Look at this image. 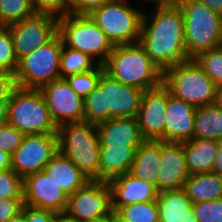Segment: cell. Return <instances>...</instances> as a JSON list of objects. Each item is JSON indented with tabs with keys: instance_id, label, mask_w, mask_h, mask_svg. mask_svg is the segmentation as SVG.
Masks as SVG:
<instances>
[{
	"instance_id": "obj_23",
	"label": "cell",
	"mask_w": 222,
	"mask_h": 222,
	"mask_svg": "<svg viewBox=\"0 0 222 222\" xmlns=\"http://www.w3.org/2000/svg\"><path fill=\"white\" fill-rule=\"evenodd\" d=\"M182 143L189 175L210 173L217 158L218 141L192 138Z\"/></svg>"
},
{
	"instance_id": "obj_47",
	"label": "cell",
	"mask_w": 222,
	"mask_h": 222,
	"mask_svg": "<svg viewBox=\"0 0 222 222\" xmlns=\"http://www.w3.org/2000/svg\"><path fill=\"white\" fill-rule=\"evenodd\" d=\"M54 222H79V221L69 218L65 213H60L57 214Z\"/></svg>"
},
{
	"instance_id": "obj_43",
	"label": "cell",
	"mask_w": 222,
	"mask_h": 222,
	"mask_svg": "<svg viewBox=\"0 0 222 222\" xmlns=\"http://www.w3.org/2000/svg\"><path fill=\"white\" fill-rule=\"evenodd\" d=\"M205 4L210 10L222 15V0H199Z\"/></svg>"
},
{
	"instance_id": "obj_30",
	"label": "cell",
	"mask_w": 222,
	"mask_h": 222,
	"mask_svg": "<svg viewBox=\"0 0 222 222\" xmlns=\"http://www.w3.org/2000/svg\"><path fill=\"white\" fill-rule=\"evenodd\" d=\"M117 212L129 222H159L156 201L140 202L120 207Z\"/></svg>"
},
{
	"instance_id": "obj_44",
	"label": "cell",
	"mask_w": 222,
	"mask_h": 222,
	"mask_svg": "<svg viewBox=\"0 0 222 222\" xmlns=\"http://www.w3.org/2000/svg\"><path fill=\"white\" fill-rule=\"evenodd\" d=\"M11 168V155L0 150V171H5Z\"/></svg>"
},
{
	"instance_id": "obj_26",
	"label": "cell",
	"mask_w": 222,
	"mask_h": 222,
	"mask_svg": "<svg viewBox=\"0 0 222 222\" xmlns=\"http://www.w3.org/2000/svg\"><path fill=\"white\" fill-rule=\"evenodd\" d=\"M183 190L192 204L222 198V176L210 173L189 175Z\"/></svg>"
},
{
	"instance_id": "obj_45",
	"label": "cell",
	"mask_w": 222,
	"mask_h": 222,
	"mask_svg": "<svg viewBox=\"0 0 222 222\" xmlns=\"http://www.w3.org/2000/svg\"><path fill=\"white\" fill-rule=\"evenodd\" d=\"M8 101H0V125L7 123Z\"/></svg>"
},
{
	"instance_id": "obj_24",
	"label": "cell",
	"mask_w": 222,
	"mask_h": 222,
	"mask_svg": "<svg viewBox=\"0 0 222 222\" xmlns=\"http://www.w3.org/2000/svg\"><path fill=\"white\" fill-rule=\"evenodd\" d=\"M139 146L100 147L99 181L109 182L129 171Z\"/></svg>"
},
{
	"instance_id": "obj_36",
	"label": "cell",
	"mask_w": 222,
	"mask_h": 222,
	"mask_svg": "<svg viewBox=\"0 0 222 222\" xmlns=\"http://www.w3.org/2000/svg\"><path fill=\"white\" fill-rule=\"evenodd\" d=\"M24 135L8 122L0 125V150L12 155L21 145Z\"/></svg>"
},
{
	"instance_id": "obj_28",
	"label": "cell",
	"mask_w": 222,
	"mask_h": 222,
	"mask_svg": "<svg viewBox=\"0 0 222 222\" xmlns=\"http://www.w3.org/2000/svg\"><path fill=\"white\" fill-rule=\"evenodd\" d=\"M93 63L94 60L88 54L70 49L63 44L59 66L60 78L91 71L96 67Z\"/></svg>"
},
{
	"instance_id": "obj_15",
	"label": "cell",
	"mask_w": 222,
	"mask_h": 222,
	"mask_svg": "<svg viewBox=\"0 0 222 222\" xmlns=\"http://www.w3.org/2000/svg\"><path fill=\"white\" fill-rule=\"evenodd\" d=\"M168 104V88L159 86L144 90L137 121L145 140L165 142V114Z\"/></svg>"
},
{
	"instance_id": "obj_51",
	"label": "cell",
	"mask_w": 222,
	"mask_h": 222,
	"mask_svg": "<svg viewBox=\"0 0 222 222\" xmlns=\"http://www.w3.org/2000/svg\"><path fill=\"white\" fill-rule=\"evenodd\" d=\"M90 222H110V215L104 216V217L96 219V220H92Z\"/></svg>"
},
{
	"instance_id": "obj_4",
	"label": "cell",
	"mask_w": 222,
	"mask_h": 222,
	"mask_svg": "<svg viewBox=\"0 0 222 222\" xmlns=\"http://www.w3.org/2000/svg\"><path fill=\"white\" fill-rule=\"evenodd\" d=\"M184 16L185 49L188 59L222 46V15L199 0H175Z\"/></svg>"
},
{
	"instance_id": "obj_31",
	"label": "cell",
	"mask_w": 222,
	"mask_h": 222,
	"mask_svg": "<svg viewBox=\"0 0 222 222\" xmlns=\"http://www.w3.org/2000/svg\"><path fill=\"white\" fill-rule=\"evenodd\" d=\"M103 72V65L96 64L93 70L67 76L65 80L70 85V88L84 99L97 87L98 80Z\"/></svg>"
},
{
	"instance_id": "obj_11",
	"label": "cell",
	"mask_w": 222,
	"mask_h": 222,
	"mask_svg": "<svg viewBox=\"0 0 222 222\" xmlns=\"http://www.w3.org/2000/svg\"><path fill=\"white\" fill-rule=\"evenodd\" d=\"M112 212V194L108 182L89 180L68 196L64 213L79 222H90L109 216Z\"/></svg>"
},
{
	"instance_id": "obj_50",
	"label": "cell",
	"mask_w": 222,
	"mask_h": 222,
	"mask_svg": "<svg viewBox=\"0 0 222 222\" xmlns=\"http://www.w3.org/2000/svg\"><path fill=\"white\" fill-rule=\"evenodd\" d=\"M148 2H154L157 5H162V4H168V3H172L175 2V0H147Z\"/></svg>"
},
{
	"instance_id": "obj_37",
	"label": "cell",
	"mask_w": 222,
	"mask_h": 222,
	"mask_svg": "<svg viewBox=\"0 0 222 222\" xmlns=\"http://www.w3.org/2000/svg\"><path fill=\"white\" fill-rule=\"evenodd\" d=\"M36 14H50L57 18L70 13L69 0H32Z\"/></svg>"
},
{
	"instance_id": "obj_12",
	"label": "cell",
	"mask_w": 222,
	"mask_h": 222,
	"mask_svg": "<svg viewBox=\"0 0 222 222\" xmlns=\"http://www.w3.org/2000/svg\"><path fill=\"white\" fill-rule=\"evenodd\" d=\"M58 150V134H25L11 155V169L22 178L43 171Z\"/></svg>"
},
{
	"instance_id": "obj_17",
	"label": "cell",
	"mask_w": 222,
	"mask_h": 222,
	"mask_svg": "<svg viewBox=\"0 0 222 222\" xmlns=\"http://www.w3.org/2000/svg\"><path fill=\"white\" fill-rule=\"evenodd\" d=\"M160 167L156 179L158 192L181 190L189 177L182 142L160 141Z\"/></svg>"
},
{
	"instance_id": "obj_18",
	"label": "cell",
	"mask_w": 222,
	"mask_h": 222,
	"mask_svg": "<svg viewBox=\"0 0 222 222\" xmlns=\"http://www.w3.org/2000/svg\"><path fill=\"white\" fill-rule=\"evenodd\" d=\"M112 194V208L140 203L154 202L158 191L154 184L131 176L128 172L108 182Z\"/></svg>"
},
{
	"instance_id": "obj_21",
	"label": "cell",
	"mask_w": 222,
	"mask_h": 222,
	"mask_svg": "<svg viewBox=\"0 0 222 222\" xmlns=\"http://www.w3.org/2000/svg\"><path fill=\"white\" fill-rule=\"evenodd\" d=\"M44 171L68 196L89 181L78 167L59 150L45 165Z\"/></svg>"
},
{
	"instance_id": "obj_3",
	"label": "cell",
	"mask_w": 222,
	"mask_h": 222,
	"mask_svg": "<svg viewBox=\"0 0 222 222\" xmlns=\"http://www.w3.org/2000/svg\"><path fill=\"white\" fill-rule=\"evenodd\" d=\"M103 67L111 78L143 90L163 83V72L138 42L114 46Z\"/></svg>"
},
{
	"instance_id": "obj_34",
	"label": "cell",
	"mask_w": 222,
	"mask_h": 222,
	"mask_svg": "<svg viewBox=\"0 0 222 222\" xmlns=\"http://www.w3.org/2000/svg\"><path fill=\"white\" fill-rule=\"evenodd\" d=\"M23 198V178L13 169L0 171V199Z\"/></svg>"
},
{
	"instance_id": "obj_35",
	"label": "cell",
	"mask_w": 222,
	"mask_h": 222,
	"mask_svg": "<svg viewBox=\"0 0 222 222\" xmlns=\"http://www.w3.org/2000/svg\"><path fill=\"white\" fill-rule=\"evenodd\" d=\"M198 222H222V198L192 204Z\"/></svg>"
},
{
	"instance_id": "obj_29",
	"label": "cell",
	"mask_w": 222,
	"mask_h": 222,
	"mask_svg": "<svg viewBox=\"0 0 222 222\" xmlns=\"http://www.w3.org/2000/svg\"><path fill=\"white\" fill-rule=\"evenodd\" d=\"M32 0H0V26H8L34 16Z\"/></svg>"
},
{
	"instance_id": "obj_22",
	"label": "cell",
	"mask_w": 222,
	"mask_h": 222,
	"mask_svg": "<svg viewBox=\"0 0 222 222\" xmlns=\"http://www.w3.org/2000/svg\"><path fill=\"white\" fill-rule=\"evenodd\" d=\"M156 202L159 222H198L192 202L183 189L159 192Z\"/></svg>"
},
{
	"instance_id": "obj_8",
	"label": "cell",
	"mask_w": 222,
	"mask_h": 222,
	"mask_svg": "<svg viewBox=\"0 0 222 222\" xmlns=\"http://www.w3.org/2000/svg\"><path fill=\"white\" fill-rule=\"evenodd\" d=\"M129 0H110L88 16L105 33L113 46L139 42L143 11Z\"/></svg>"
},
{
	"instance_id": "obj_42",
	"label": "cell",
	"mask_w": 222,
	"mask_h": 222,
	"mask_svg": "<svg viewBox=\"0 0 222 222\" xmlns=\"http://www.w3.org/2000/svg\"><path fill=\"white\" fill-rule=\"evenodd\" d=\"M212 173L222 176V140L218 141L217 158L214 162Z\"/></svg>"
},
{
	"instance_id": "obj_25",
	"label": "cell",
	"mask_w": 222,
	"mask_h": 222,
	"mask_svg": "<svg viewBox=\"0 0 222 222\" xmlns=\"http://www.w3.org/2000/svg\"><path fill=\"white\" fill-rule=\"evenodd\" d=\"M160 163V141L145 140L136 150V156L128 173L150 182L156 187Z\"/></svg>"
},
{
	"instance_id": "obj_16",
	"label": "cell",
	"mask_w": 222,
	"mask_h": 222,
	"mask_svg": "<svg viewBox=\"0 0 222 222\" xmlns=\"http://www.w3.org/2000/svg\"><path fill=\"white\" fill-rule=\"evenodd\" d=\"M24 205L48 209L57 214L66 211L68 195L43 170L23 178Z\"/></svg>"
},
{
	"instance_id": "obj_32",
	"label": "cell",
	"mask_w": 222,
	"mask_h": 222,
	"mask_svg": "<svg viewBox=\"0 0 222 222\" xmlns=\"http://www.w3.org/2000/svg\"><path fill=\"white\" fill-rule=\"evenodd\" d=\"M194 59L216 86L222 85V46L200 53Z\"/></svg>"
},
{
	"instance_id": "obj_6",
	"label": "cell",
	"mask_w": 222,
	"mask_h": 222,
	"mask_svg": "<svg viewBox=\"0 0 222 222\" xmlns=\"http://www.w3.org/2000/svg\"><path fill=\"white\" fill-rule=\"evenodd\" d=\"M170 94L194 107L214 104L216 85L195 59H188L163 72Z\"/></svg>"
},
{
	"instance_id": "obj_7",
	"label": "cell",
	"mask_w": 222,
	"mask_h": 222,
	"mask_svg": "<svg viewBox=\"0 0 222 222\" xmlns=\"http://www.w3.org/2000/svg\"><path fill=\"white\" fill-rule=\"evenodd\" d=\"M7 122L24 134H57L58 129L39 89L17 87L13 91Z\"/></svg>"
},
{
	"instance_id": "obj_41",
	"label": "cell",
	"mask_w": 222,
	"mask_h": 222,
	"mask_svg": "<svg viewBox=\"0 0 222 222\" xmlns=\"http://www.w3.org/2000/svg\"><path fill=\"white\" fill-rule=\"evenodd\" d=\"M16 88L15 74L0 72V101H9Z\"/></svg>"
},
{
	"instance_id": "obj_39",
	"label": "cell",
	"mask_w": 222,
	"mask_h": 222,
	"mask_svg": "<svg viewBox=\"0 0 222 222\" xmlns=\"http://www.w3.org/2000/svg\"><path fill=\"white\" fill-rule=\"evenodd\" d=\"M22 211L25 214L26 222H54L57 213L48 209H40L24 205Z\"/></svg>"
},
{
	"instance_id": "obj_2",
	"label": "cell",
	"mask_w": 222,
	"mask_h": 222,
	"mask_svg": "<svg viewBox=\"0 0 222 222\" xmlns=\"http://www.w3.org/2000/svg\"><path fill=\"white\" fill-rule=\"evenodd\" d=\"M143 93L103 72L97 87L84 98V121L98 125L111 118L136 117Z\"/></svg>"
},
{
	"instance_id": "obj_49",
	"label": "cell",
	"mask_w": 222,
	"mask_h": 222,
	"mask_svg": "<svg viewBox=\"0 0 222 222\" xmlns=\"http://www.w3.org/2000/svg\"><path fill=\"white\" fill-rule=\"evenodd\" d=\"M7 222H26V217L24 212L22 211L17 216L9 219Z\"/></svg>"
},
{
	"instance_id": "obj_38",
	"label": "cell",
	"mask_w": 222,
	"mask_h": 222,
	"mask_svg": "<svg viewBox=\"0 0 222 222\" xmlns=\"http://www.w3.org/2000/svg\"><path fill=\"white\" fill-rule=\"evenodd\" d=\"M23 206V198L0 199V222H7L17 216L22 212Z\"/></svg>"
},
{
	"instance_id": "obj_1",
	"label": "cell",
	"mask_w": 222,
	"mask_h": 222,
	"mask_svg": "<svg viewBox=\"0 0 222 222\" xmlns=\"http://www.w3.org/2000/svg\"><path fill=\"white\" fill-rule=\"evenodd\" d=\"M143 12L139 44L162 71L188 60L185 49L184 16L176 2L157 5Z\"/></svg>"
},
{
	"instance_id": "obj_27",
	"label": "cell",
	"mask_w": 222,
	"mask_h": 222,
	"mask_svg": "<svg viewBox=\"0 0 222 222\" xmlns=\"http://www.w3.org/2000/svg\"><path fill=\"white\" fill-rule=\"evenodd\" d=\"M193 138L222 140V109L215 104L196 107Z\"/></svg>"
},
{
	"instance_id": "obj_48",
	"label": "cell",
	"mask_w": 222,
	"mask_h": 222,
	"mask_svg": "<svg viewBox=\"0 0 222 222\" xmlns=\"http://www.w3.org/2000/svg\"><path fill=\"white\" fill-rule=\"evenodd\" d=\"M110 222H129L124 219L117 211H113L110 215Z\"/></svg>"
},
{
	"instance_id": "obj_14",
	"label": "cell",
	"mask_w": 222,
	"mask_h": 222,
	"mask_svg": "<svg viewBox=\"0 0 222 222\" xmlns=\"http://www.w3.org/2000/svg\"><path fill=\"white\" fill-rule=\"evenodd\" d=\"M39 90L57 127L65 123L84 122V99L70 88L65 78L45 84Z\"/></svg>"
},
{
	"instance_id": "obj_46",
	"label": "cell",
	"mask_w": 222,
	"mask_h": 222,
	"mask_svg": "<svg viewBox=\"0 0 222 222\" xmlns=\"http://www.w3.org/2000/svg\"><path fill=\"white\" fill-rule=\"evenodd\" d=\"M214 104L222 109V85L216 86Z\"/></svg>"
},
{
	"instance_id": "obj_5",
	"label": "cell",
	"mask_w": 222,
	"mask_h": 222,
	"mask_svg": "<svg viewBox=\"0 0 222 222\" xmlns=\"http://www.w3.org/2000/svg\"><path fill=\"white\" fill-rule=\"evenodd\" d=\"M59 151L89 179L99 181L100 144L97 126L89 122L58 126Z\"/></svg>"
},
{
	"instance_id": "obj_40",
	"label": "cell",
	"mask_w": 222,
	"mask_h": 222,
	"mask_svg": "<svg viewBox=\"0 0 222 222\" xmlns=\"http://www.w3.org/2000/svg\"><path fill=\"white\" fill-rule=\"evenodd\" d=\"M110 0H74L70 5V14L89 15L94 9Z\"/></svg>"
},
{
	"instance_id": "obj_13",
	"label": "cell",
	"mask_w": 222,
	"mask_h": 222,
	"mask_svg": "<svg viewBox=\"0 0 222 222\" xmlns=\"http://www.w3.org/2000/svg\"><path fill=\"white\" fill-rule=\"evenodd\" d=\"M17 60L49 42L58 33V18L50 14H35L8 25Z\"/></svg>"
},
{
	"instance_id": "obj_10",
	"label": "cell",
	"mask_w": 222,
	"mask_h": 222,
	"mask_svg": "<svg viewBox=\"0 0 222 222\" xmlns=\"http://www.w3.org/2000/svg\"><path fill=\"white\" fill-rule=\"evenodd\" d=\"M63 44L62 37L57 33L49 42L21 58L15 73L17 87L40 89L59 79Z\"/></svg>"
},
{
	"instance_id": "obj_33",
	"label": "cell",
	"mask_w": 222,
	"mask_h": 222,
	"mask_svg": "<svg viewBox=\"0 0 222 222\" xmlns=\"http://www.w3.org/2000/svg\"><path fill=\"white\" fill-rule=\"evenodd\" d=\"M18 68L12 43V35L8 26H0V72H10L15 74Z\"/></svg>"
},
{
	"instance_id": "obj_9",
	"label": "cell",
	"mask_w": 222,
	"mask_h": 222,
	"mask_svg": "<svg viewBox=\"0 0 222 222\" xmlns=\"http://www.w3.org/2000/svg\"><path fill=\"white\" fill-rule=\"evenodd\" d=\"M58 33L66 47L88 54L103 65L113 45L88 15L66 14L58 18Z\"/></svg>"
},
{
	"instance_id": "obj_19",
	"label": "cell",
	"mask_w": 222,
	"mask_h": 222,
	"mask_svg": "<svg viewBox=\"0 0 222 222\" xmlns=\"http://www.w3.org/2000/svg\"><path fill=\"white\" fill-rule=\"evenodd\" d=\"M165 114V142H183L193 138L196 107L173 97L168 90Z\"/></svg>"
},
{
	"instance_id": "obj_20",
	"label": "cell",
	"mask_w": 222,
	"mask_h": 222,
	"mask_svg": "<svg viewBox=\"0 0 222 222\" xmlns=\"http://www.w3.org/2000/svg\"><path fill=\"white\" fill-rule=\"evenodd\" d=\"M96 126L100 147L140 146L145 141L136 117L111 118Z\"/></svg>"
}]
</instances>
